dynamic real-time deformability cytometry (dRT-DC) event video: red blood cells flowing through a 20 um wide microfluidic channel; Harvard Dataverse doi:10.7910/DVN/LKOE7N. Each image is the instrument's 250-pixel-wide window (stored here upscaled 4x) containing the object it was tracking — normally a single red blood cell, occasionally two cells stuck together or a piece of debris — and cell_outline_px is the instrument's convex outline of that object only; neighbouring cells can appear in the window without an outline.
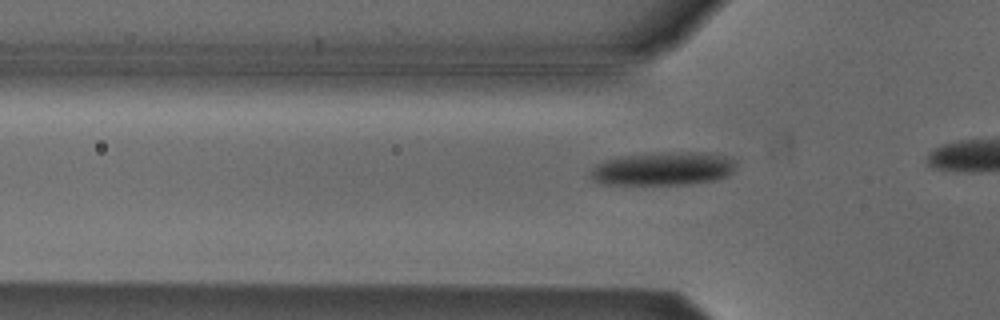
{"species": "Egyptian fruit bat (a non-hibernating species)", "species_latin": "Rousettus aegyptiacus", "temperature_condition": "cold", "stored_images_in_passage": 12, "camera_frame_rate_fps": 3000, "um_per_image_px": 0.085, "animal": {"sex": "male"}, "frame": {"image": 1, "passage_image": 6, "time_ms": 1.667, "image_size_px": [1000, 320], "cell_outline_px": [[736, 164], [732, 172], [728, 176], [716, 180], [688, 184], [600, 184], [592, 176], [592, 172], [596, 164], [608, 160], [628, 156], [680, 152], [704, 152], [724, 156], [736, 160]], "centroid_in_image_um": [56.46, 14.35], "position_along_channel_um": 69.3, "area_um2": 27.63}}
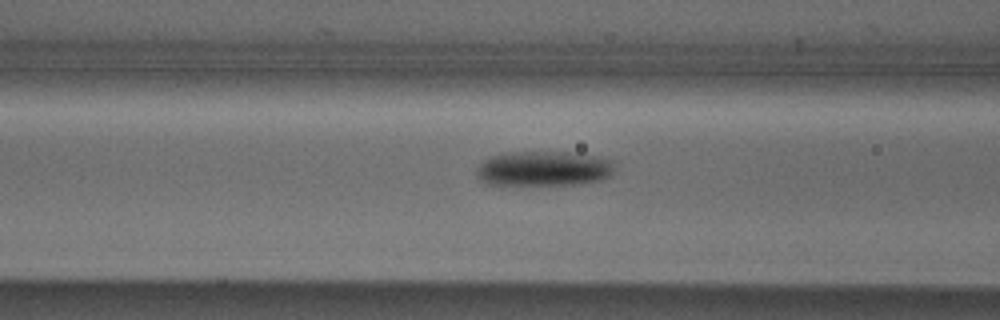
{"frame": {"image": 2, "passage_image": 10, "time_ms": 3.0, "image_size_px": [1000, 320], "cell_outline_px": [[616, 172], [600, 180], [580, 184], [484, 184], [476, 176], [476, 168], [484, 160], [492, 156], [508, 152], [568, 152], [604, 156], [616, 160]], "centroid_in_image_um": [46.3, 14.31], "position_along_channel_um": 120.3, "area_um2": 28.61}}